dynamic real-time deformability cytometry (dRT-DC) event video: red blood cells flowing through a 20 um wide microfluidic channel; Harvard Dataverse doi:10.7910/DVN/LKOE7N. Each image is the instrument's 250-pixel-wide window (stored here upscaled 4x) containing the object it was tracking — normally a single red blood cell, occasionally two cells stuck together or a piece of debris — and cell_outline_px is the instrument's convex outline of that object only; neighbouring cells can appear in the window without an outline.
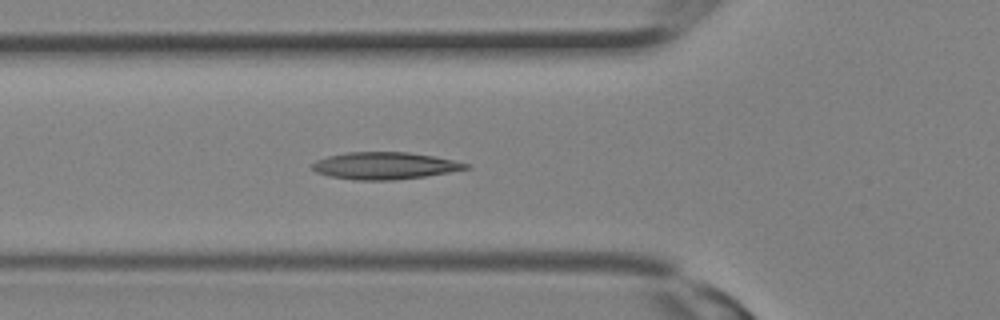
{"species": "Egyptian fruit bat (a non-hibernating species)", "species_latin": "Rousettus aegyptiacus", "temperature_condition": "room temperature", "stored_images_in_passage": 27, "segment_of_instrument_passage": [1, 2], "camera_frame_rate_fps": 3000, "um_per_image_px": 0.085, "animal": {"sex": "female"}, "frame": {"image": 1, "passage_image": 7, "time_ms": 2.0, "image_size_px": [1000, 320], "cell_outline_px": [[472, 168], [424, 176], [392, 180], [356, 180], [328, 176], [316, 172], [312, 168], [312, 164], [316, 160], [328, 156], [348, 152], [408, 152], [432, 156], [452, 160], [468, 164]], "centroid_in_image_um": [32.67, 14.08], "position_along_channel_um": 93.1, "area_um2": 24.04}}
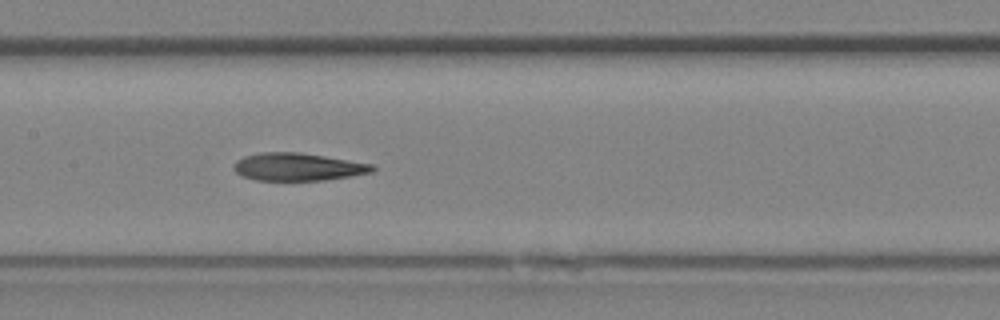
{"frame": {"image": 2, "passage_image": 11, "time_ms": 3.333, "image_size_px": [1000, 320], "cell_outline_px": [[376, 168], [372, 172], [352, 176], [324, 180], [256, 180], [240, 176], [232, 168], [232, 164], [236, 160], [244, 156], [260, 152], [300, 152], [372, 164]], "centroid_in_image_um": [25.26, 14.18], "position_along_channel_um": 182.1, "area_um2": 22.48}}
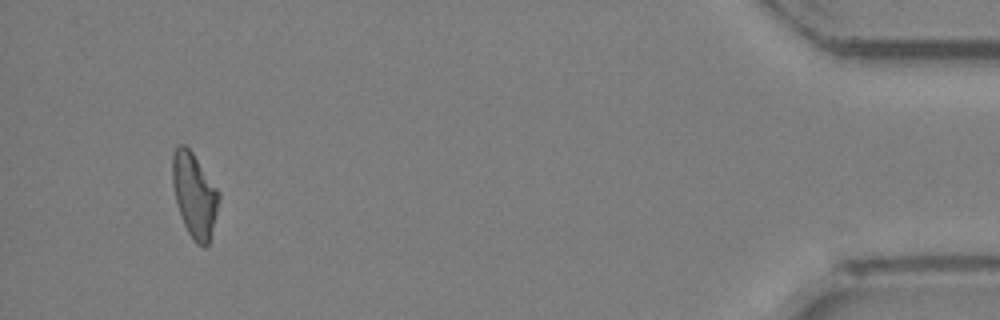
{"frame": {"image": 3, "passage_image": 25, "time_ms": 8.0, "image_size_px": [1000, 320], "cell_outline_px": [[220, 200], [208, 244], [204, 248], [196, 244], [192, 240], [184, 224], [176, 204], [172, 184], [172, 152], [180, 144], [184, 144], [192, 152], [220, 192]], "centroid_in_image_um": [16.51, 16.59], "position_along_channel_um": 418.7, "area_um2": 22.89}}